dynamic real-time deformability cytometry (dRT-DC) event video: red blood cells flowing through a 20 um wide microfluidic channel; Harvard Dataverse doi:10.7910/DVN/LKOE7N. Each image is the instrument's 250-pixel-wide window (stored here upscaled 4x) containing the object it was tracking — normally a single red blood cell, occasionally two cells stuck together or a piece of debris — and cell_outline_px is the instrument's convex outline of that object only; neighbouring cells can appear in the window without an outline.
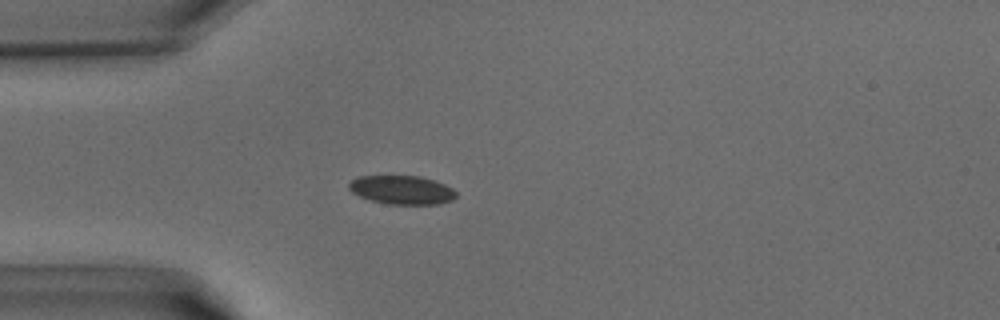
{"species": "common noctule bat (a hibernating species)", "species_latin": "Nyctalus noctula", "temperature_condition": "warm", "stored_images_in_passage": 30, "camera_frame_rate_fps": 3000, "um_per_image_px": 0.085, "animal": {"sex": "male", "body_mass_g": 15.6}, "frame": {"image": 1, "passage_image": 1, "time_ms": 0.0, "image_size_px": [1000, 320], "cell_outline_px": [[456, 196], [452, 200], [440, 204], [388, 204], [372, 200], [360, 196], [352, 192], [348, 188], [348, 184], [352, 180], [360, 176], [420, 176], [444, 184], [452, 188], [456, 192]], "centroid_in_image_um": [34.16, 16.14], "position_along_channel_um": 50.8, "area_um2": 17.8}}
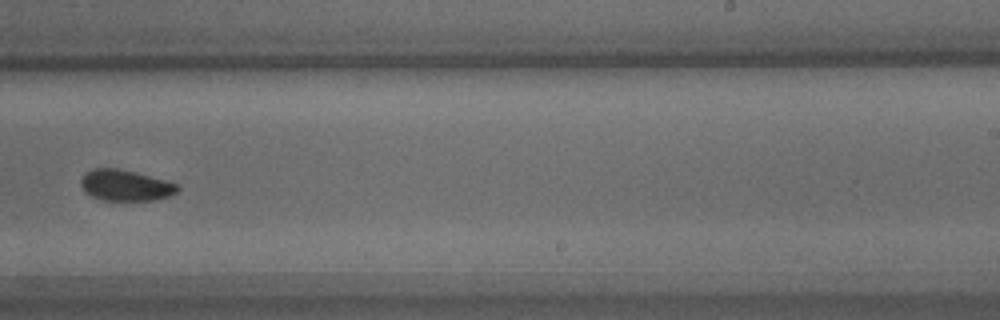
{"frame": {"image": 2, "passage_image": 15, "time_ms": 4.667, "image_size_px": [1000, 320], "cell_outline_px": [[180, 188], [176, 192], [168, 196], [156, 200], [100, 200], [84, 192], [80, 184], [80, 180], [84, 172], [92, 168], [116, 168], [136, 172], [180, 184]], "centroid_in_image_um": [10.64, 15.75], "position_along_channel_um": 278.4, "area_um2": 17.69}}
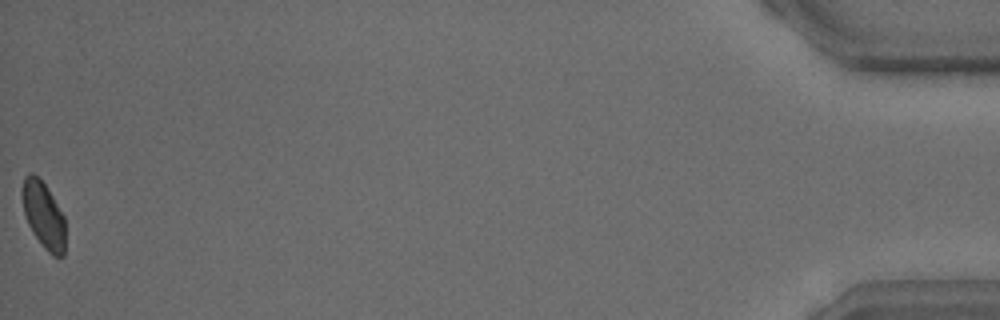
{"frame": {"image": 3, "passage_image": 30, "time_ms": 9.667, "image_size_px": [1000, 320], "cell_outline_px": [[64, 256], [52, 256], [44, 248], [32, 232], [28, 224], [24, 212], [20, 192], [24, 176], [28, 172], [32, 172], [44, 184], [52, 196], [64, 216]], "centroid_in_image_um": [3.66, 18.26], "position_along_channel_um": 431.5, "area_um2": 16.7}}